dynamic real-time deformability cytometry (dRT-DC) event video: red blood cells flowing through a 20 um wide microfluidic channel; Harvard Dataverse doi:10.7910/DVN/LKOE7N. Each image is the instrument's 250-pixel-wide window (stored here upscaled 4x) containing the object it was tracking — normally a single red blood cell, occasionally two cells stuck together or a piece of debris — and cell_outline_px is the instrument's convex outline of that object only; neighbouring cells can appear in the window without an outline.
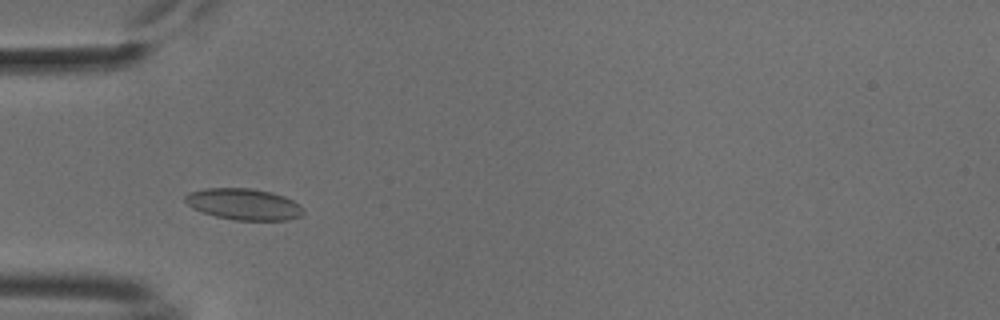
{"species": "common noctule bat (a hibernating species)", "species_latin": "Nyctalus noctula", "temperature_condition": "cold", "stored_images_in_passage": 47, "camera_frame_rate_fps": 3000, "um_per_image_px": 0.085, "animal": {"sex": "male", "body_mass_g": 18.8}, "frame": {"image": 1, "passage_image": 11, "time_ms": 3.333, "image_size_px": [1000, 320], "cell_outline_px": [[304, 212], [300, 216], [288, 220], [236, 220], [216, 216], [200, 212], [192, 208], [184, 200], [184, 196], [192, 192], [204, 188], [252, 188], [272, 192], [284, 196], [300, 204], [304, 208]], "centroid_in_image_um": [20.73, 17.35], "position_along_channel_um": 64.3, "area_um2": 21.68}}
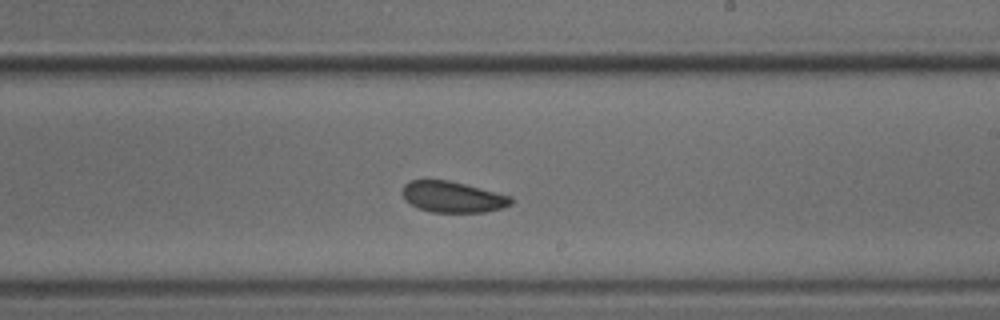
{"frame": {"image": 2, "passage_image": 26, "time_ms": 8.333, "image_size_px": [1000, 320], "cell_outline_px": [[512, 204], [504, 208], [484, 212], [432, 212], [420, 208], [404, 200], [404, 184], [408, 180], [448, 180], [512, 196]], "centroid_in_image_um": [38.51, 16.74], "position_along_channel_um": 250.5, "area_um2": 19.48}}
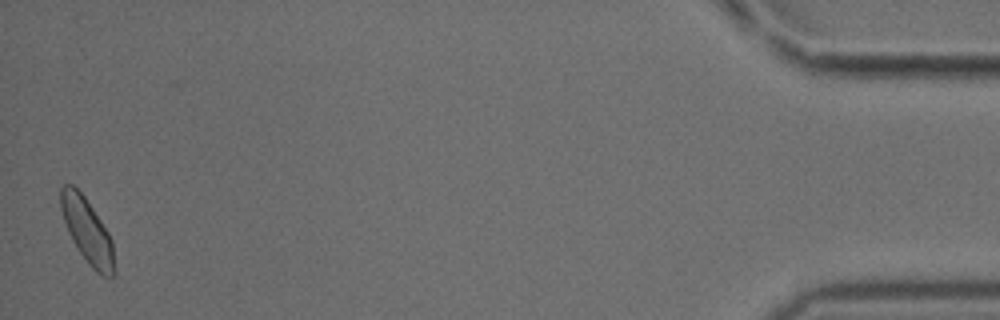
{"frame": {"image": 3, "passage_image": 47, "time_ms": 15.333, "image_size_px": [1000, 320], "cell_outline_px": [[116, 272], [112, 276], [104, 276], [96, 272], [88, 264], [72, 240], [68, 232], [60, 208], [60, 188], [64, 184], [72, 184], [84, 196], [108, 232], [112, 240]], "centroid_in_image_um": [7.42, 19.64], "position_along_channel_um": 427.8, "area_um2": 20.06}, "authors_computed_cell_mechanics": {"area_um2": 20.1722, "velocity_mm_per_s": 3.7676, "shape_relaxation_time_tau1_ms": null, "shape_relaxation_time_tau2_ms": 6.6618, "deformation_change_tau1": null, "deformation_change_tau2": 0.1154}}